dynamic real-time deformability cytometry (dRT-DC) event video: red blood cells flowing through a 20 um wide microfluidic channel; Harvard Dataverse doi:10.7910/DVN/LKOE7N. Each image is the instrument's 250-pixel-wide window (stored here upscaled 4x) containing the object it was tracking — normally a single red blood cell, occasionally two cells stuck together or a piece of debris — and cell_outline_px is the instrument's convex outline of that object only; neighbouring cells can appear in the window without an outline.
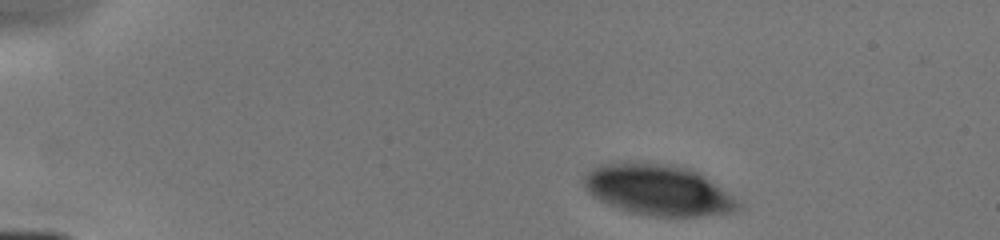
{"species": "human", "species_latin": "Homo sapiens", "temperature_condition": "cold", "stored_images_in_passage": 5, "camera_frame_rate_fps": 3000, "um_per_image_px": 0.085, "donor": {"sex": "male"}, "frame": {"image": 1, "passage_image": 1, "time_ms": 0.0, "image_size_px": [1000, 240], "cell_outline_px": [[744, 204], [740, 208], [732, 212], [696, 216], [648, 216], [628, 212], [608, 204], [592, 196], [584, 188], [580, 176], [592, 168], [600, 164], [628, 160], [632, 160], [676, 164], [692, 168], [700, 172], [740, 200]], "centroid_in_image_um": [55.92, 16.1], "position_along_channel_um": 29.1, "area_um2": 47.11}}
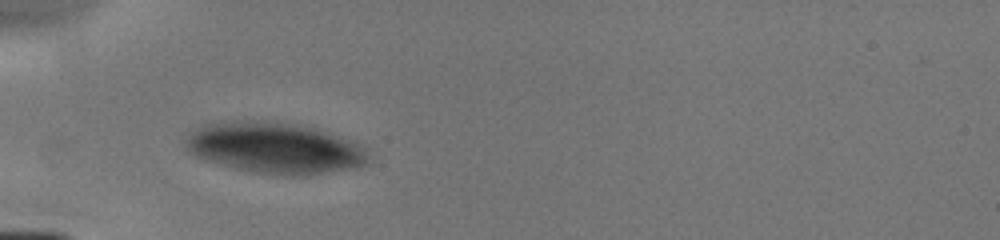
{"frame": {"image": 2, "passage_image": 4, "time_ms": 2.667, "image_size_px": [1000, 240], "cell_outline_px": [[368, 164], [356, 168], [300, 176], [292, 176], [256, 172], [232, 168], [196, 156], [188, 152], [184, 144], [184, 140], [192, 132], [204, 124], [220, 120], [268, 120], [300, 124], [316, 128], [356, 140], [364, 148], [368, 156]], "centroid_in_image_um": [23.38, 12.55], "position_along_channel_um": 61.6, "area_um2": 55.31}}